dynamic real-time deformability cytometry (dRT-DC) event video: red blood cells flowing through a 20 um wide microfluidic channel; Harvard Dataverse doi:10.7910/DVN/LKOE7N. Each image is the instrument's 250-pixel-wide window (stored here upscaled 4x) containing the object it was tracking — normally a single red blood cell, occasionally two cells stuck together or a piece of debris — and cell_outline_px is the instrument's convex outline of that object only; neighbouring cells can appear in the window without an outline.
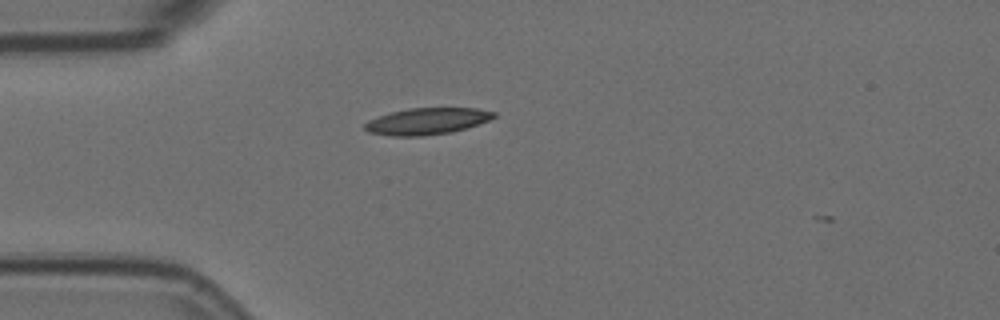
{"species": "Egyptian fruit bat (a non-hibernating species)", "species_latin": "Rousettus aegyptiacus", "temperature_condition": "room temperature", "stored_images_in_passage": 4, "camera_frame_rate_fps": 3000, "um_per_image_px": 0.085, "animal": {"sex": "female"}, "frame": {"image": 1, "passage_image": 2, "time_ms": 0.333, "image_size_px": [1000, 320], "cell_outline_px": [[496, 116], [488, 120], [452, 132], [420, 136], [392, 136], [368, 132], [364, 128], [364, 124], [368, 120], [392, 112], [408, 108], [476, 108], [496, 112]], "centroid_in_image_um": [36.27, 10.3], "position_along_channel_um": 48.7, "area_um2": 19.77}}